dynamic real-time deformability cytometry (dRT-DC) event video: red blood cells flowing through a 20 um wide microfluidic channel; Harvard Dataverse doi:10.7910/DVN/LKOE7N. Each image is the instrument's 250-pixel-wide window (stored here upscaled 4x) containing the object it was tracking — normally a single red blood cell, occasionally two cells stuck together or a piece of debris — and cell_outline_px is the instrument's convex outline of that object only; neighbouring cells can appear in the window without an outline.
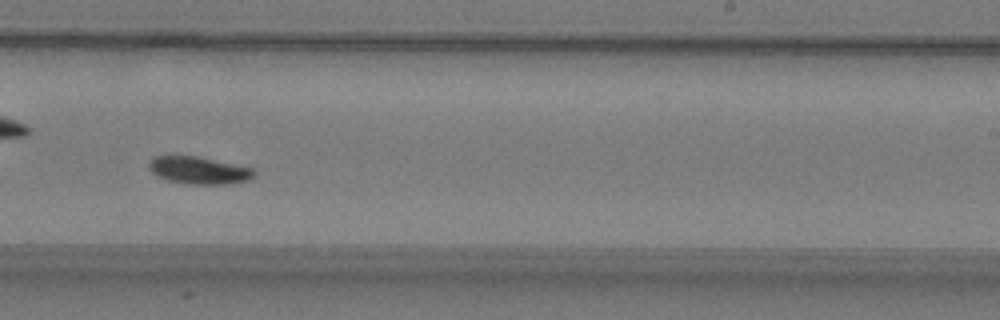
{"species": "common noctule bat (a hibernating species)", "species_latin": "Nyctalus noctula", "temperature_condition": "warm", "stored_images_in_passage": 47, "camera_frame_rate_fps": 3000, "um_per_image_px": 0.085, "animal": {"sex": "male", "body_mass_g": 19.2, "forearm_length_mm": 51.8}, "frame": {"image": 1, "passage_image": 27, "time_ms": 8.667, "image_size_px": [1000, 320], "cell_outline_px": [[256, 172], [248, 180], [228, 184], [184, 184], [168, 180], [156, 176], [148, 168], [148, 164], [156, 156], [196, 156], [252, 168]], "centroid_in_image_um": [16.88, 14.49], "position_along_channel_um": 272.1, "area_um2": 16.59}}
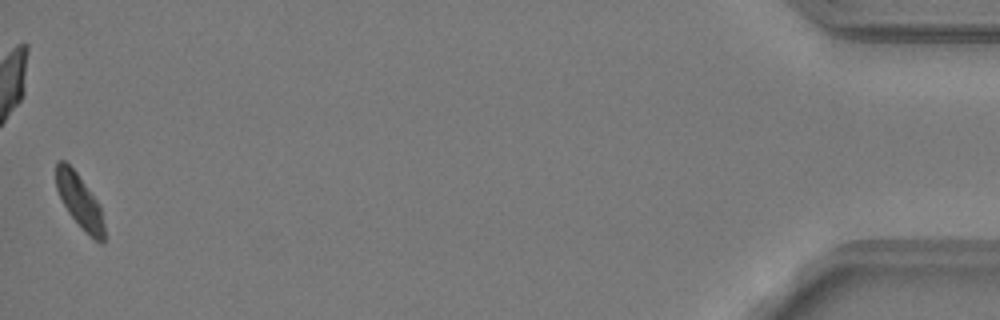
{"frame": {"image": 2, "passage_image": 47, "time_ms": 15.333, "image_size_px": [1000, 320], "cell_outline_px": [[104, 244], [100, 244], [88, 236], [68, 212], [56, 188], [56, 160], [64, 160], [76, 172], [100, 204], [104, 224]], "centroid_in_image_um": [6.79, 17.14], "position_along_channel_um": 428.4, "area_um2": 15.14}, "authors_computed_cell_mechanics": {"area_um2": 16.473, "velocity_mm_per_s": 3.7685, "shape_relaxation_time_tau1_ms": 3.4105, "shape_relaxation_time_tau2_ms": null, "deformation_change_tau1": 0.1396, "deformation_change_tau2": null}}